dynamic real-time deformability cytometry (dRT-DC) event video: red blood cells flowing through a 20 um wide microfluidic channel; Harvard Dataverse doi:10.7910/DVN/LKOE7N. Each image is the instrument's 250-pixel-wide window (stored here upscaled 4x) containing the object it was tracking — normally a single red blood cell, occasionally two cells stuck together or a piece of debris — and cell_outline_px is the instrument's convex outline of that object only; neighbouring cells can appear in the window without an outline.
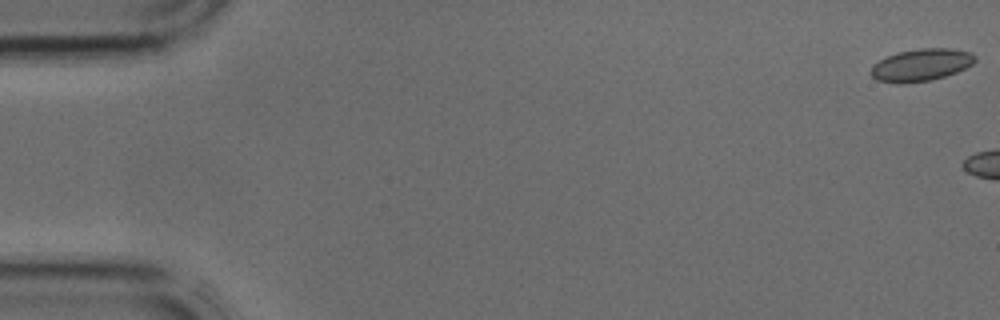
{"species": "common noctule bat (a hibernating species)", "species_latin": "Nyctalus noctula", "temperature_condition": "cold", "stored_images_in_passage": 4, "camera_frame_rate_fps": 3000, "um_per_image_px": 0.085, "animal": {"sex": "male", "body_mass_g": 17.9, "forearm_length_mm": 54.2}, "frame": {"image": 1, "passage_image": 1, "time_ms": 0.0, "image_size_px": [1000, 320], "cell_outline_px": [[976, 60], [972, 64], [956, 72], [932, 80], [904, 84], [900, 84], [876, 80], [868, 72], [872, 64], [888, 56], [900, 52], [920, 48], [952, 48], [968, 52], [976, 56]], "centroid_in_image_um": [78.25, 5.53], "position_along_channel_um": 6.7, "area_um2": 19.65}}